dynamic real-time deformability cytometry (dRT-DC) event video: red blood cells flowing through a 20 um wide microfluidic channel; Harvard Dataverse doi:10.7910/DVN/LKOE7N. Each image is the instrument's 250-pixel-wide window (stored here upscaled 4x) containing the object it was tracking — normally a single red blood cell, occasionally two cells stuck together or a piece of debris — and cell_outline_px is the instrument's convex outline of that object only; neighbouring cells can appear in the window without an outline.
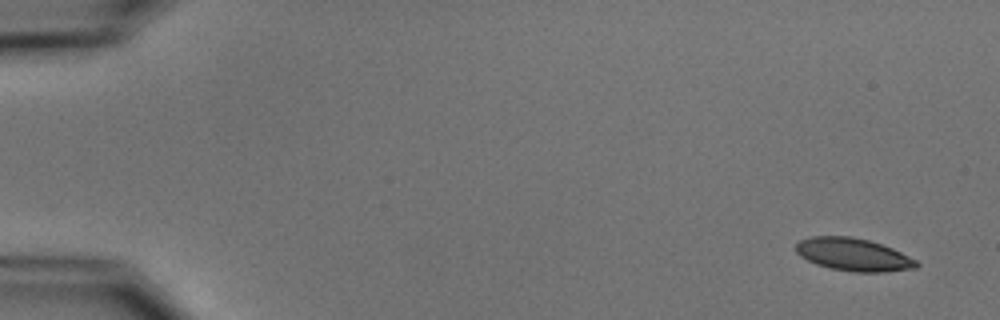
{"species": "common noctule bat (a hibernating species)", "species_latin": "Nyctalus noctula", "temperature_condition": "cold", "stored_images_in_passage": 6, "camera_frame_rate_fps": 3000, "um_per_image_px": 0.085, "animal": {"sex": "male", "body_mass_g": 15.6}, "frame": {"image": 1, "passage_image": 1, "time_ms": 0.0, "image_size_px": [1000, 320], "cell_outline_px": [[920, 264], [916, 268], [884, 272], [852, 272], [828, 268], [816, 264], [800, 256], [796, 252], [796, 244], [800, 240], [812, 236], [852, 236], [868, 240], [892, 248], [916, 260]], "centroid_in_image_um": [72.52, 21.64], "position_along_channel_um": 12.5, "area_um2": 23.0}}
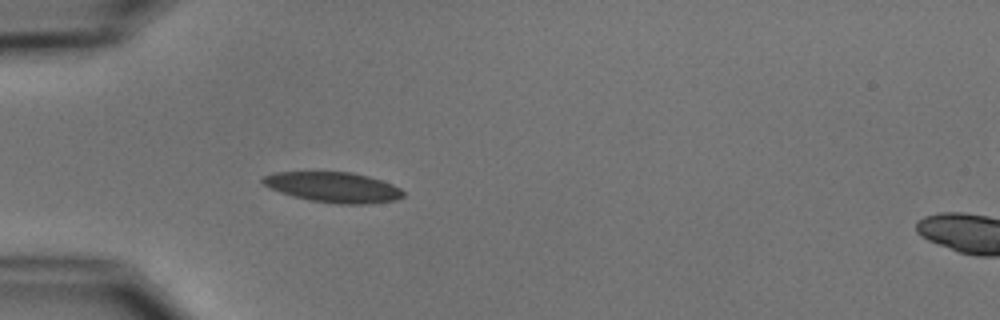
{"frame": {"image": 2, "passage_image": 5, "time_ms": 4.667, "image_size_px": [1000, 320], "cell_outline_px": [[404, 196], [396, 200], [368, 204], [340, 204], [312, 200], [280, 192], [268, 188], [260, 180], [264, 176], [276, 172], [352, 172], [368, 176], [392, 184], [400, 188], [404, 192]], "centroid_in_image_um": [28.35, 15.91], "position_along_channel_um": 56.6, "area_um2": 24.62}}